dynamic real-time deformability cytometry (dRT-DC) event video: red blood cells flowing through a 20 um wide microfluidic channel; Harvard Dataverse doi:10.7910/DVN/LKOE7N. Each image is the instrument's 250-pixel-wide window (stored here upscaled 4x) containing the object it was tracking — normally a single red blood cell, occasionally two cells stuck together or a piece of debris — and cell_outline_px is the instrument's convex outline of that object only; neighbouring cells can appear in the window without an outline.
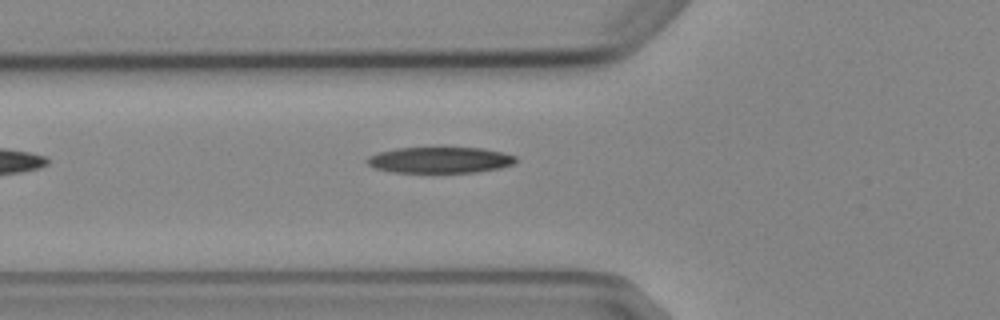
{"species": "Egyptian fruit bat (a non-hibernating species)", "species_latin": "Rousettus aegyptiacus", "temperature_condition": "cold", "stored_images_in_passage": 6, "camera_frame_rate_fps": 3000, "um_per_image_px": 0.085, "animal": {"sex": "female"}, "frame": {"image": 1, "passage_image": 6, "time_ms": 6.0, "image_size_px": [1000, 320], "cell_outline_px": [[516, 160], [512, 164], [500, 168], [476, 172], [392, 172], [376, 168], [368, 164], [368, 156], [380, 152], [396, 148], [480, 148], [500, 152], [516, 156]], "centroid_in_image_um": [37.39, 13.6], "position_along_channel_um": 88.4, "area_um2": 22.2}}